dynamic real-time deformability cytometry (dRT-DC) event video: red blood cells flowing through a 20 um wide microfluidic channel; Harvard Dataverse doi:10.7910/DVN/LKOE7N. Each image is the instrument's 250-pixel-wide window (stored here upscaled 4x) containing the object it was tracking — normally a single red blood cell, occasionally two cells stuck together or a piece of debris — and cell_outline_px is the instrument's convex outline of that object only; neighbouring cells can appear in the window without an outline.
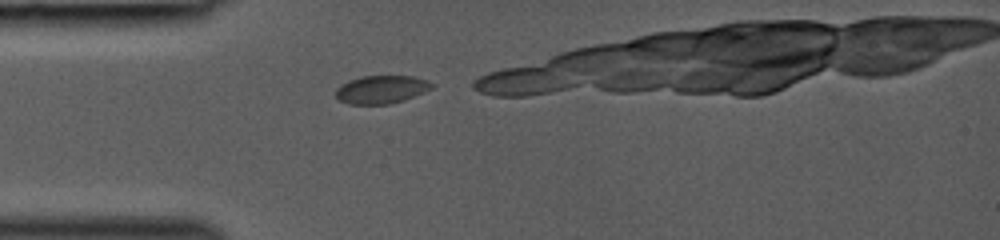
{"species": "common noctule bat (a hibernating species)", "species_latin": "Nyctalus noctula", "temperature_condition": "room temperature", "stored_images_in_passage": 5, "camera_frame_rate_fps": 3000, "um_per_image_px": 0.085, "animal": {"sex": "female", "body_mass_g": 19.0, "forearm_length_mm": 53.3}, "frame": {"image": 1, "passage_image": 1, "time_ms": 0.0, "image_size_px": [1000, 240], "cell_outline_px": [[436, 84], [432, 88], [424, 92], [404, 100], [388, 104], [348, 104], [340, 100], [336, 96], [336, 88], [340, 84], [348, 80], [360, 76], [412, 76]], "centroid_in_image_um": [32.39, 7.6], "position_along_channel_um": 52.6, "area_um2": 15.72}}